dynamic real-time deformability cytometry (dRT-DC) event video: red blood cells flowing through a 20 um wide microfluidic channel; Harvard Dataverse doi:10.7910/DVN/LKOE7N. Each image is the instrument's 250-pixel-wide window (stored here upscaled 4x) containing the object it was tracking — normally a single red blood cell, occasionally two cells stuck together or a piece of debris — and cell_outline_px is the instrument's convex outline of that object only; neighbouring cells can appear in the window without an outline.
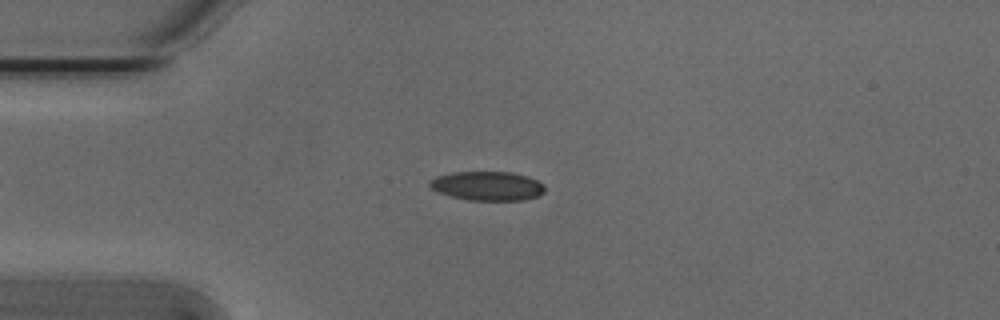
{"species": "Egyptian fruit bat (a non-hibernating species)", "species_latin": "Rousettus aegyptiacus", "temperature_condition": "cold", "stored_images_in_passage": 49, "camera_frame_rate_fps": 3000, "um_per_image_px": 0.085, "animal": {"sex": "male"}, "frame": {"image": 1, "passage_image": 13, "time_ms": 4.0, "image_size_px": [1000, 320], "cell_outline_px": [[544, 192], [536, 196], [524, 200], [468, 200], [452, 196], [440, 192], [432, 188], [428, 184], [428, 180], [436, 176], [452, 172], [512, 172], [528, 176], [544, 184]], "centroid_in_image_um": [41.42, 15.79], "position_along_channel_um": 43.6, "area_um2": 19.48}}
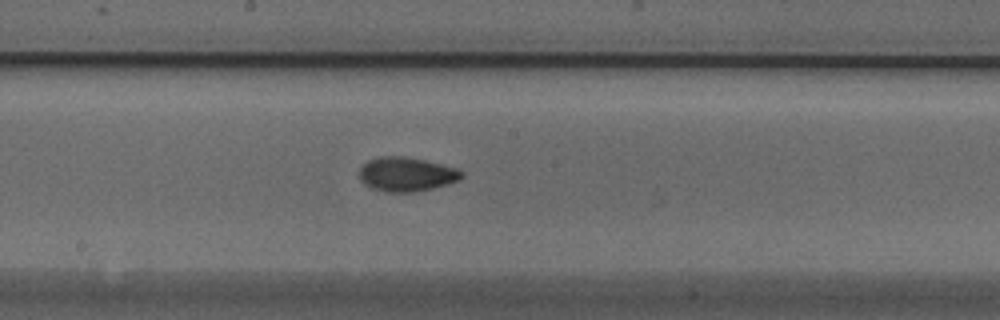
{"frame": {"image": 2, "passage_image": 28, "time_ms": 9.0, "image_size_px": [1000, 320], "cell_outline_px": [[464, 176], [460, 180], [448, 184], [432, 188], [412, 192], [384, 192], [372, 188], [364, 184], [360, 180], [360, 168], [368, 160], [380, 156], [404, 156], [424, 160], [456, 168], [464, 172]], "centroid_in_image_um": [34.55, 14.81], "position_along_channel_um": 213.6, "area_um2": 20.4}}
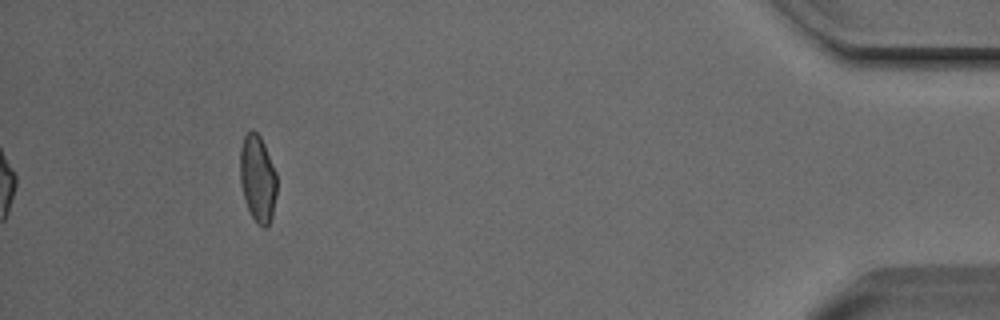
{"frame": {"image": 3, "passage_image": 49, "time_ms": 16.0, "image_size_px": [1000, 320], "cell_outline_px": [[276, 196], [272, 216], [268, 224], [264, 228], [252, 216], [248, 208], [244, 196], [240, 180], [240, 148], [244, 136], [252, 128], [260, 136], [264, 144], [276, 172]], "centroid_in_image_um": [21.9, 15.13], "position_along_channel_um": 413.3, "area_um2": 18.38}, "authors_computed_cell_mechanics": {"area_um2": 19.1318, "velocity_mm_per_s": 3.8157, "shape_relaxation_time_tau1_ms": 4.2539, "shape_relaxation_time_tau2_ms": 2.3781, "deformation_change_tau1": 0.1214, "deformation_change_tau2": 0.0689}}